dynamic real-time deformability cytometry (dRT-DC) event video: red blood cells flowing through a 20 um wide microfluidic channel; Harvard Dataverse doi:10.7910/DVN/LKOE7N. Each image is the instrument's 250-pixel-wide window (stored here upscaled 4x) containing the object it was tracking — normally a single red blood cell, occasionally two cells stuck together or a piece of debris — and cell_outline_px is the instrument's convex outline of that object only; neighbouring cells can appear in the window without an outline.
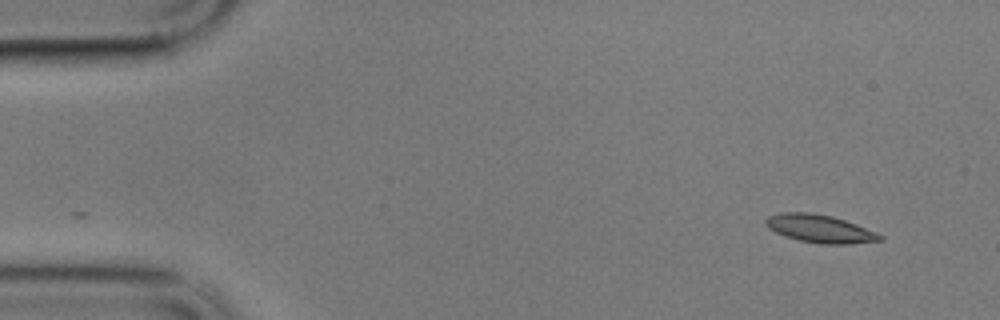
{"species": "common noctule bat (a hibernating species)", "species_latin": "Nyctalus noctula", "temperature_condition": "cold", "stored_images_in_passage": 55, "camera_frame_rate_fps": 3000, "um_per_image_px": 0.085, "animal": {"sex": "male", "body_mass_g": 17.9}, "frame": {"image": 1, "passage_image": 1, "time_ms": 0.0, "image_size_px": [1000, 320], "cell_outline_px": [[884, 240], [848, 244], [820, 244], [800, 240], [776, 232], [768, 228], [764, 224], [764, 220], [768, 216], [780, 212], [812, 212], [832, 216], [856, 224], [876, 232], [884, 236]], "centroid_in_image_um": [69.69, 19.43], "position_along_channel_um": 15.3, "area_um2": 18.61}}
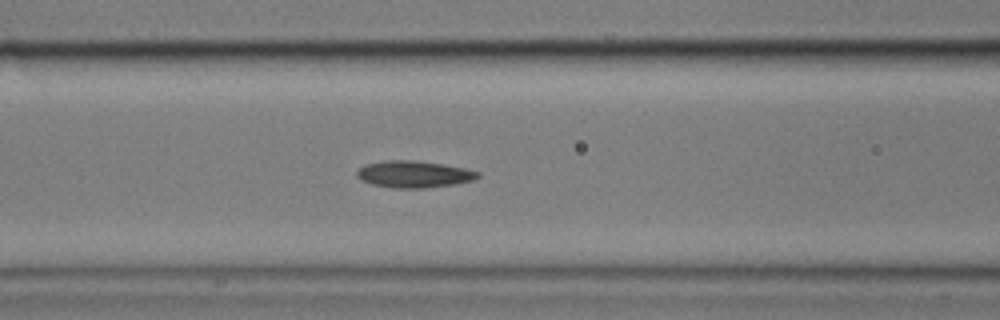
{"frame": {"image": 2, "passage_image": 20, "time_ms": 6.333, "image_size_px": [1000, 320], "cell_outline_px": [[480, 176], [472, 180], [452, 184], [424, 188], [392, 188], [372, 184], [360, 180], [356, 176], [356, 172], [364, 164], [384, 160], [412, 160], [444, 164], [464, 168], [480, 172]], "centroid_in_image_um": [35.13, 14.8], "position_along_channel_um": 131.5, "area_um2": 18.9}}
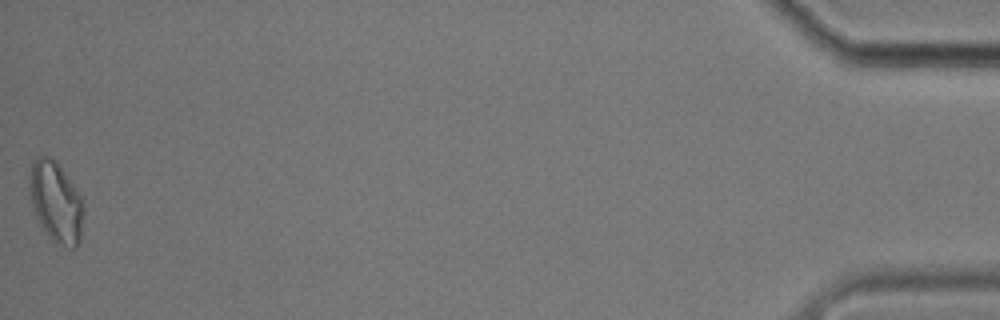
{"frame": {"image": 3, "passage_image": 55, "time_ms": 18.0, "image_size_px": [1000, 320], "cell_outline_px": [[84, 212], [80, 240], [76, 248], [72, 248], [56, 244], [48, 236], [40, 224], [36, 216], [28, 192], [28, 176], [32, 160], [36, 156], [48, 156], [56, 160], [80, 196], [84, 208]], "centroid_in_image_um": [4.72, 17.16], "position_along_channel_um": 430.5, "area_um2": 25.72}, "authors_computed_cell_mechanics": {"area_um2": 18.5538, "velocity_mm_per_s": 3.3804, "shape_relaxation_time_tau1_ms": 6.7558, "shape_relaxation_time_tau2_ms": 3.8181, "deformation_change_tau1": 0.1237, "deformation_change_tau2": 0.1026}}